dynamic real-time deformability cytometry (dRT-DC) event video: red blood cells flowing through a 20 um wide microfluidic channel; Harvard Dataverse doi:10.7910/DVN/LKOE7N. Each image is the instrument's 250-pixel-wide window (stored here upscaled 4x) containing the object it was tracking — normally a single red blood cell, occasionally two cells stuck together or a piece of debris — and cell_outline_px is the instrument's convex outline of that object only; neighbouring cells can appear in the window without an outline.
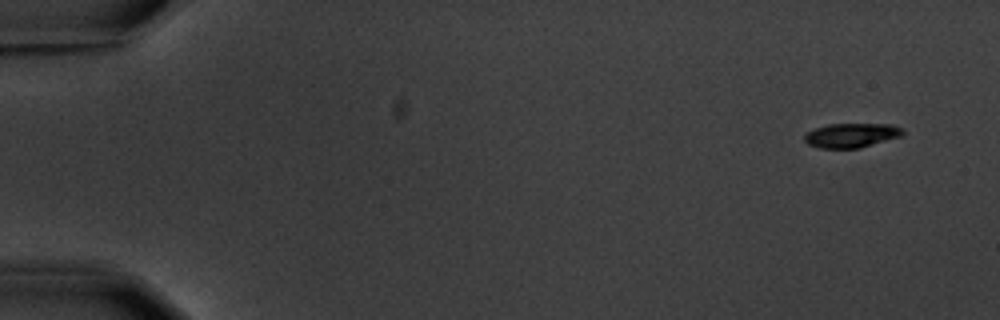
{"species": "common noctule bat (a hibernating species)", "species_latin": "Nyctalus noctula", "temperature_condition": "warm", "stored_images_in_passage": 5, "camera_frame_rate_fps": 3000, "um_per_image_px": 0.085, "animal": {"sex": "male", "body_mass_g": 20.1, "forearm_length_mm": 53.5}, "frame": {"image": 1, "passage_image": 1, "time_ms": 0.0, "image_size_px": [1000, 320], "cell_outline_px": [[904, 136], [860, 148], [820, 148], [808, 144], [804, 140], [804, 136], [808, 132], [816, 128], [828, 124], [892, 124], [904, 128]], "centroid_in_image_um": [72.44, 11.5], "position_along_channel_um": 12.6, "area_um2": 14.1}}
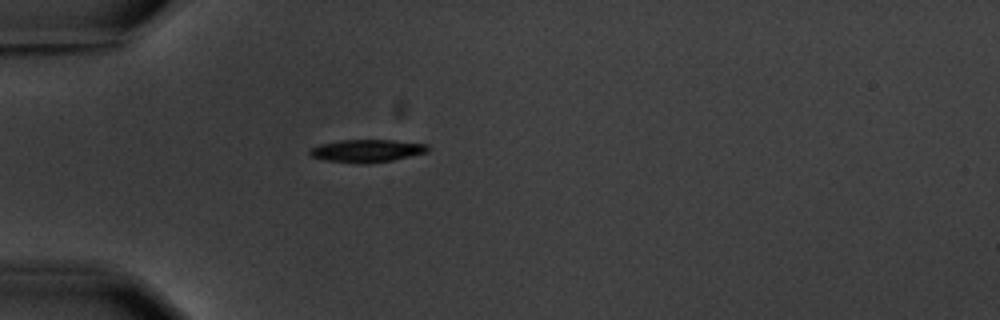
{"frame": {"image": 2, "passage_image": 5, "time_ms": 4.667, "image_size_px": [1000, 320], "cell_outline_px": [[428, 152], [392, 160], [364, 164], [360, 164], [324, 160], [312, 156], [308, 152], [308, 148], [320, 144], [340, 140], [392, 140], [428, 144]], "centroid_in_image_um": [31.15, 12.82], "position_along_channel_um": 53.9, "area_um2": 15.66}}